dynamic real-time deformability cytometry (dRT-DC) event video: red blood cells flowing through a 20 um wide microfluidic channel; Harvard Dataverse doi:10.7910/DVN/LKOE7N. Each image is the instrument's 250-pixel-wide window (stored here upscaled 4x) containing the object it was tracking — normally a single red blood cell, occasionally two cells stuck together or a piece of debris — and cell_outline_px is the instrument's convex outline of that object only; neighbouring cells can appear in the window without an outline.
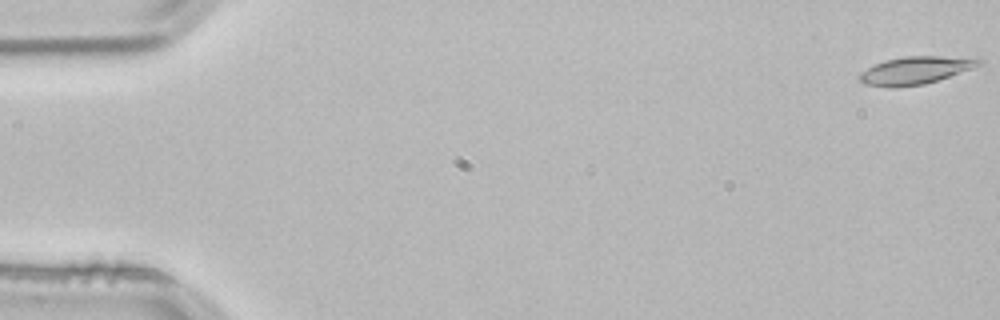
{"species": "common noctule bat (a hibernating species)", "species_latin": "Nyctalus noctula", "temperature_condition": "room temperature", "stored_images_in_passage": 53, "camera_frame_rate_fps": 3000, "um_per_image_px": 0.085, "animal": {"sex": "male", "body_mass_g": 21.5, "forearm_length_mm": 52.0}, "frame": {"image": 1, "passage_image": 1, "time_ms": 0.0, "image_size_px": [1000, 320], "cell_outline_px": [[984, 64], [924, 84], [892, 88], [864, 84], [860, 80], [860, 72], [884, 60], [904, 56], [980, 56], [984, 60]], "centroid_in_image_um": [77.9, 5.95], "position_along_channel_um": 7.1, "area_um2": 19.48}}
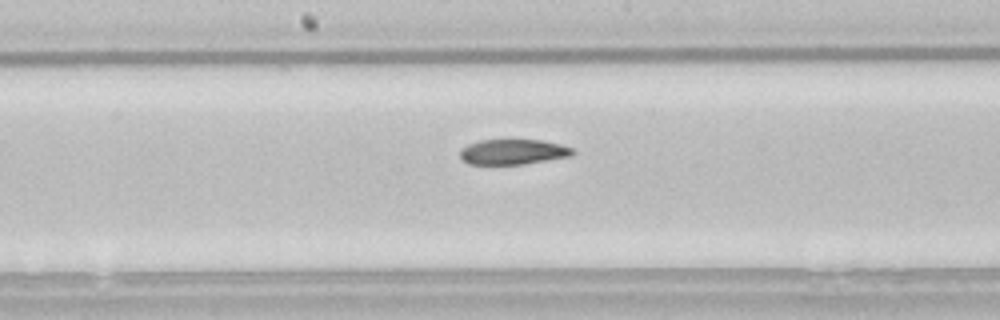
{"frame": {"image": 2, "passage_image": 28, "time_ms": 9.0, "image_size_px": [1000, 320], "cell_outline_px": [[576, 152], [568, 156], [524, 164], [468, 164], [460, 156], [460, 148], [468, 144], [480, 140], [508, 136], [512, 136], [540, 140], [560, 144], [572, 148]], "centroid_in_image_um": [43.56, 12.84], "position_along_channel_um": 204.6, "area_um2": 17.34}}
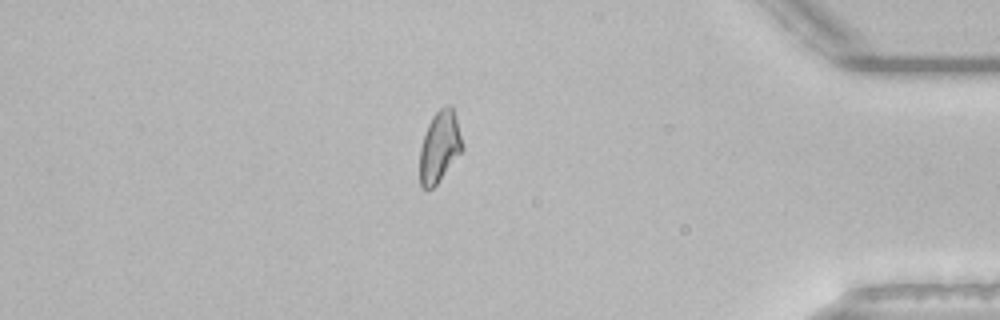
{"frame": {"image": 3, "passage_image": 46, "time_ms": 15.0, "image_size_px": [1000, 320], "cell_outline_px": [[464, 148], [436, 184], [432, 188], [424, 188], [420, 184], [420, 148], [428, 124], [432, 116], [444, 104], [452, 104]], "centroid_in_image_um": [37.36, 12.42], "position_along_channel_um": 397.8, "area_um2": 17.4}, "authors_computed_cell_mechanics": {"area_um2": 18.0336, "velocity_mm_per_s": 3.8232, "shape_relaxation_time_tau1_ms": 9.587, "shape_relaxation_time_tau2_ms": 9.6751, "deformation_change_tau1": 0.2106, "deformation_change_tau2": 0.1838}}